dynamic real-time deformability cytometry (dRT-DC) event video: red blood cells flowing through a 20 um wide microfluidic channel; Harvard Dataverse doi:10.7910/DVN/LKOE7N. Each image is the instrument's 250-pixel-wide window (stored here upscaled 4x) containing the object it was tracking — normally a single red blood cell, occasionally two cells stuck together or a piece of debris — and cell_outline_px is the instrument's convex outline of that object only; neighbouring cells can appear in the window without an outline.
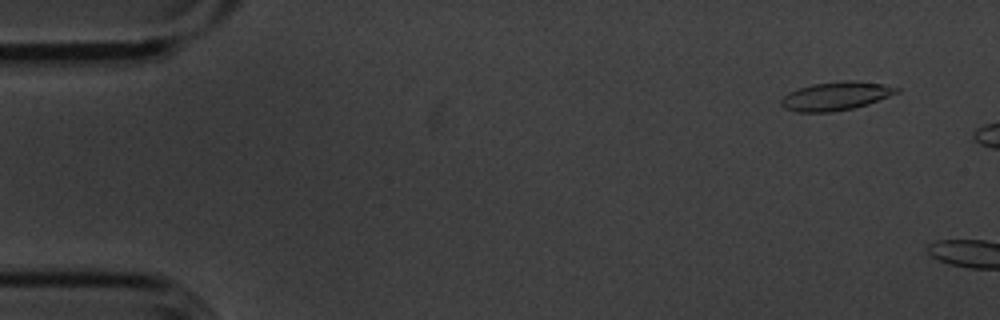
{"species": "common noctule bat (a hibernating species)", "species_latin": "Nyctalus noctula", "temperature_condition": "cold", "stored_images_in_passage": 9, "camera_frame_rate_fps": 3000, "um_per_image_px": 0.085, "animal": {"sex": "male", "body_mass_g": 20.1, "forearm_length_mm": 53.5}, "frame": {"image": 1, "passage_image": 4, "time_ms": 1.0, "image_size_px": [1000, 320], "cell_outline_px": [[900, 92], [868, 104], [852, 108], [832, 112], [796, 112], [784, 108], [780, 104], [780, 100], [788, 92], [812, 84], [840, 80], [856, 80], [884, 84], [900, 88]], "centroid_in_image_um": [71.05, 8.15], "position_along_channel_um": 13.9, "area_um2": 19.36}}